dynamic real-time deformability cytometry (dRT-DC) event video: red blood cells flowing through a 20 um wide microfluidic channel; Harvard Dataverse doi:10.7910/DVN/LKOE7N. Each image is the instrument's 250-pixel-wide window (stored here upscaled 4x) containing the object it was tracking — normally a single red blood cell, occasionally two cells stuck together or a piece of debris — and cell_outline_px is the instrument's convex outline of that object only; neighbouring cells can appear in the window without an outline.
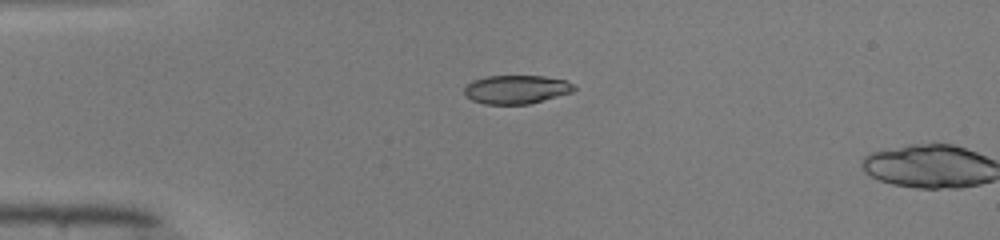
{"species": "common noctule bat (a hibernating species)", "species_latin": "Nyctalus noctula", "temperature_condition": "warm", "stored_images_in_passage": 2, "camera_frame_rate_fps": 3000, "um_per_image_px": 0.085, "animal": {"sex": "male", "body_mass_g": 19.0, "forearm_length_mm": 50.8}, "frame": {"image": 1, "passage_image": 1, "time_ms": 0.0, "image_size_px": [1000, 240], "cell_outline_px": [[576, 88], [572, 92], [528, 104], [484, 104], [472, 100], [464, 92], [464, 88], [472, 80], [488, 76], [544, 76], [564, 80], [572, 84]], "centroid_in_image_um": [43.87, 7.6], "position_along_channel_um": 41.1, "area_um2": 18.09}}